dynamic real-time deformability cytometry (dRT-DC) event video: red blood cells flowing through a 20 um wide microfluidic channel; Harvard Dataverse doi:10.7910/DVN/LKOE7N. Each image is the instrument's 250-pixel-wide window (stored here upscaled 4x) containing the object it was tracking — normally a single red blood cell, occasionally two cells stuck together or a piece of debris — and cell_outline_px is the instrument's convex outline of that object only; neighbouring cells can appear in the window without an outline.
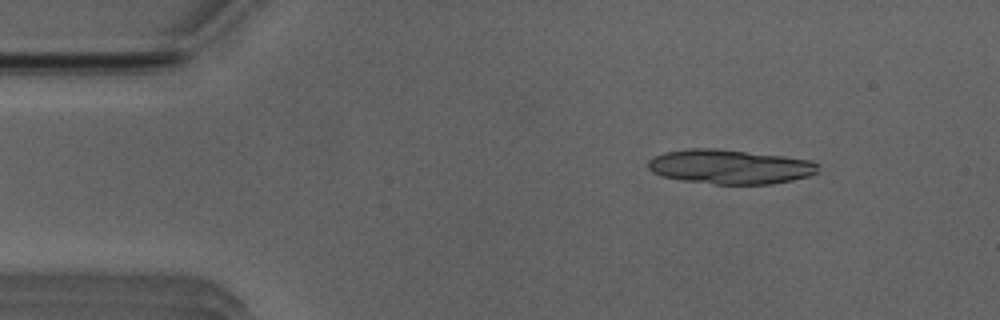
{"species": "Egyptian fruit bat (a non-hibernating species)", "species_latin": "Rousettus aegyptiacus", "temperature_condition": "room temperature", "stored_images_in_passage": 46, "camera_frame_rate_fps": 3000, "um_per_image_px": 0.085, "animal": {"sex": "male"}, "frame": {"image": 1, "passage_image": 1, "time_ms": 0.0, "image_size_px": [1000, 320], "cell_outline_px": [[820, 164], [816, 172], [808, 176], [792, 180], [768, 184], [712, 184], [680, 180], [660, 176], [652, 172], [648, 168], [648, 160], [652, 156], [664, 152], [688, 148], [712, 148], [784, 156], [808, 160]], "centroid_in_image_um": [61.97, 14.17], "position_along_channel_um": 23.0, "area_um2": 34.16}}
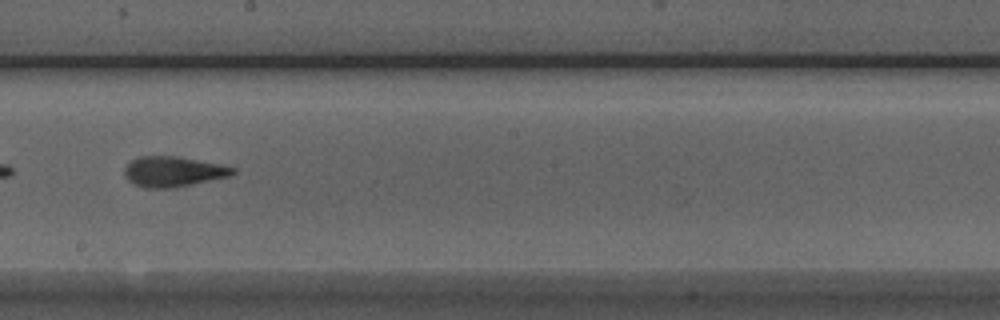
{"frame": {"image": 2, "passage_image": 23, "time_ms": 7.333, "image_size_px": [1000, 320], "cell_outline_px": [[236, 172], [228, 176], [192, 184], [172, 188], [144, 188], [132, 184], [128, 180], [124, 172], [124, 168], [132, 160], [140, 156], [176, 156], [220, 164], [236, 168]], "centroid_in_image_um": [14.69, 14.59], "position_along_channel_um": 233.5, "area_um2": 19.02}}
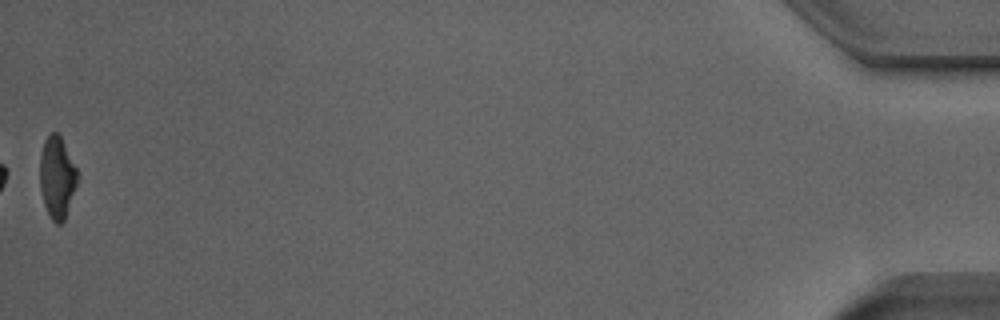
{"frame": {"image": 3, "passage_image": 46, "time_ms": 15.0, "image_size_px": [1000, 320], "cell_outline_px": [[76, 184], [64, 220], [60, 224], [56, 224], [52, 220], [44, 204], [40, 188], [40, 156], [44, 140], [52, 132], [56, 132], [60, 136], [76, 168]], "centroid_in_image_um": [4.82, 15.07], "position_along_channel_um": 430.4, "area_um2": 17.34}, "authors_computed_cell_mechanics": {"area_um2": 18.8428, "velocity_mm_per_s": 3.9495, "shape_relaxation_time_tau1_ms": 5.0359, "shape_relaxation_time_tau2_ms": 2.3878, "deformation_change_tau1": 0.2031, "deformation_change_tau2": 0.1221}}